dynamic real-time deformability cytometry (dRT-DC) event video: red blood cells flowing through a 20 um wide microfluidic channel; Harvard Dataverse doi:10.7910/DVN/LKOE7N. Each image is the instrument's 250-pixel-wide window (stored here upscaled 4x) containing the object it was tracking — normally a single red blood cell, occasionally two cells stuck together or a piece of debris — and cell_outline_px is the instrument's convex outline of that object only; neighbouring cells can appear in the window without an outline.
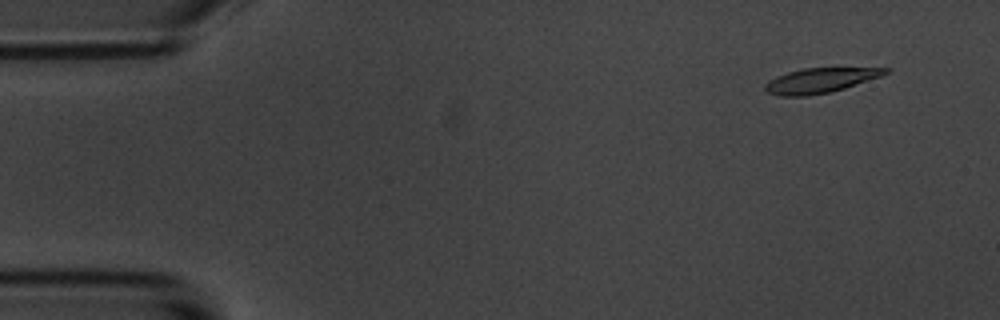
{"species": "common noctule bat (a hibernating species)", "species_latin": "Nyctalus noctula", "temperature_condition": "room temperature", "stored_images_in_passage": 54, "camera_frame_rate_fps": 3000, "um_per_image_px": 0.085, "animal": {"sex": "male", "body_mass_g": 20.1, "forearm_length_mm": 53.5}, "frame": {"image": 1, "passage_image": 4, "time_ms": 1.0, "image_size_px": [1000, 320], "cell_outline_px": [[888, 72], [880, 76], [844, 88], [828, 92], [808, 96], [780, 96], [768, 92], [764, 88], [764, 84], [768, 80], [776, 76], [788, 72], [804, 68], [888, 68]], "centroid_in_image_um": [69.64, 6.84], "position_along_channel_um": 15.4, "area_um2": 17.11}}
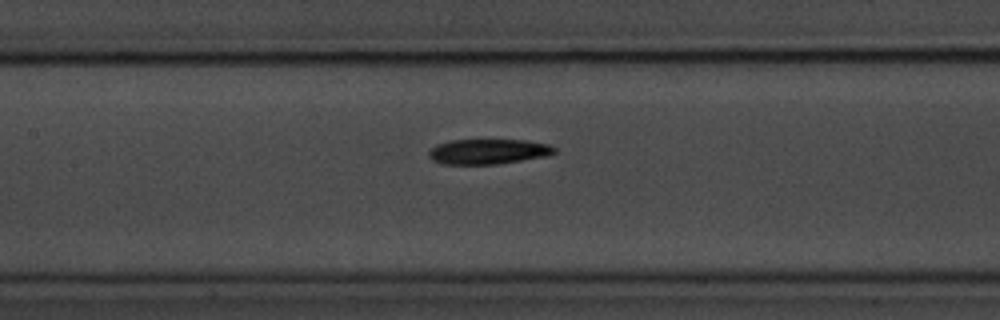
{"frame": {"image": 2, "passage_image": 25, "time_ms": 8.0, "image_size_px": [1000, 320], "cell_outline_px": [[556, 152], [548, 156], [496, 164], [440, 164], [432, 160], [428, 156], [428, 152], [436, 144], [452, 140], [528, 140], [548, 144], [556, 148]], "centroid_in_image_um": [41.49, 12.88], "position_along_channel_um": 165.9, "area_um2": 18.5}}
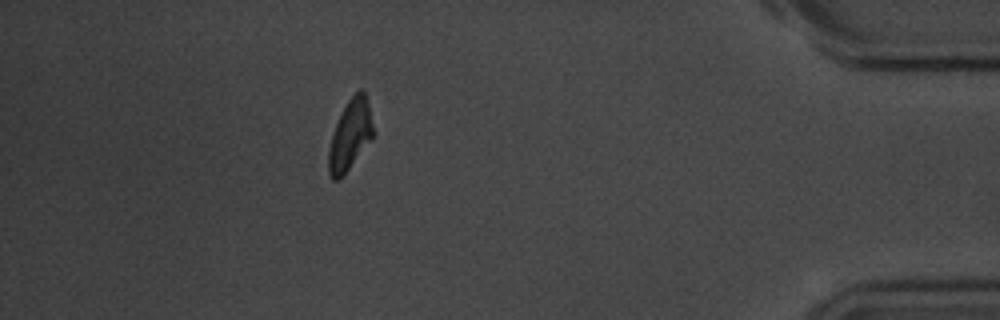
{"frame": {"image": 3, "passage_image": 49, "time_ms": 16.0, "image_size_px": [1000, 320], "cell_outline_px": [[376, 132], [372, 140], [348, 168], [336, 180], [332, 180], [328, 172], [328, 152], [332, 136], [336, 124], [348, 100], [360, 88], [364, 92], [368, 104]], "centroid_in_image_um": [29.79, 11.46], "position_along_channel_um": 405.4, "area_um2": 17.98}}